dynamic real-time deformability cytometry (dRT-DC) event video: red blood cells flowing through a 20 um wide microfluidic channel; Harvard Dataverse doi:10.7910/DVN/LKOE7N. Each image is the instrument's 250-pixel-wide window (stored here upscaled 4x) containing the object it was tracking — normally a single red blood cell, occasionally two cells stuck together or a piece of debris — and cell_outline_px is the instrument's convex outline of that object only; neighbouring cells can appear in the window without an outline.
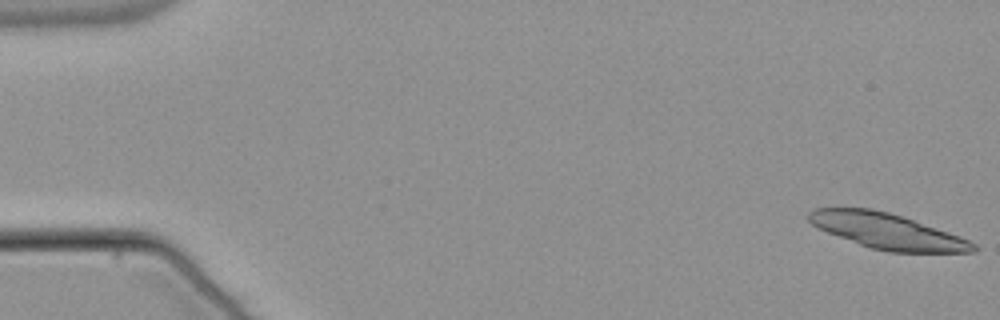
{"species": "common noctule bat (a hibernating species)", "species_latin": "Nyctalus noctula", "temperature_condition": "warm", "stored_images_in_passage": 24, "camera_frame_rate_fps": 3000, "um_per_image_px": 0.085, "animal": {"sex": "male", "body_mass_g": 21.5, "forearm_length_mm": 52.0}, "frame": {"image": 1, "passage_image": 1, "time_ms": 0.0, "image_size_px": [1000, 320], "cell_outline_px": [[980, 248], [976, 252], [888, 252], [872, 248], [860, 244], [828, 232], [812, 224], [808, 220], [808, 212], [812, 208], [872, 208], [888, 212], [948, 232], [968, 240], [976, 244]], "centroid_in_image_um": [75.42, 19.65], "position_along_channel_um": 9.6, "area_um2": 33.52}}
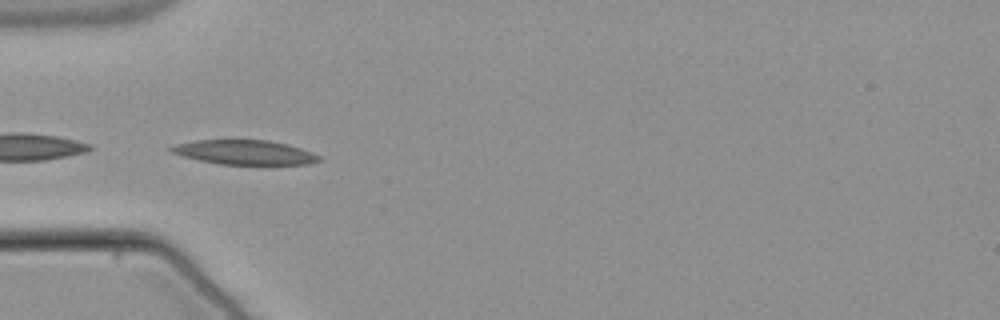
{"frame": {"image": 2, "passage_image": 18, "time_ms": 5.667, "image_size_px": [1000, 320], "cell_outline_px": [[324, 160], [308, 164], [220, 164], [180, 156], [172, 152], [168, 148], [176, 144], [196, 140], [268, 140], [288, 144], [312, 152], [320, 156]], "centroid_in_image_um": [20.81, 12.94], "position_along_channel_um": 64.2, "area_um2": 21.04}}
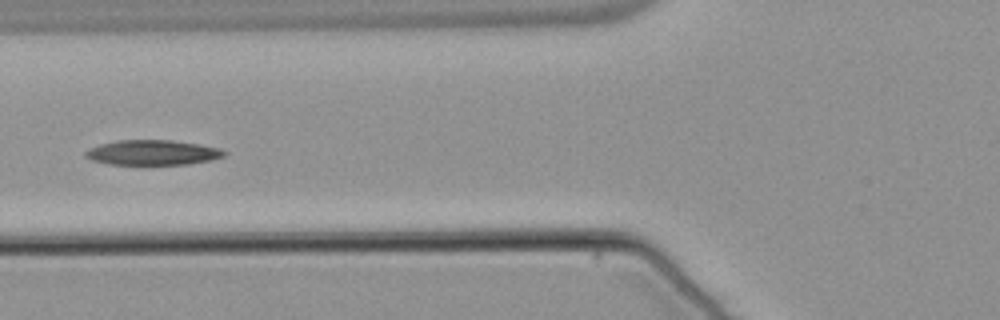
{"frame": {"image": 3, "passage_image": 22, "time_ms": 7.0, "image_size_px": [1000, 320], "cell_outline_px": [[228, 152], [224, 156], [212, 160], [188, 164], [108, 164], [92, 160], [84, 156], [84, 152], [100, 144], [116, 140], [168, 140], [200, 144], [220, 148]], "centroid_in_image_um": [13.0, 12.96], "position_along_channel_um": 112.8, "area_um2": 20.17}}